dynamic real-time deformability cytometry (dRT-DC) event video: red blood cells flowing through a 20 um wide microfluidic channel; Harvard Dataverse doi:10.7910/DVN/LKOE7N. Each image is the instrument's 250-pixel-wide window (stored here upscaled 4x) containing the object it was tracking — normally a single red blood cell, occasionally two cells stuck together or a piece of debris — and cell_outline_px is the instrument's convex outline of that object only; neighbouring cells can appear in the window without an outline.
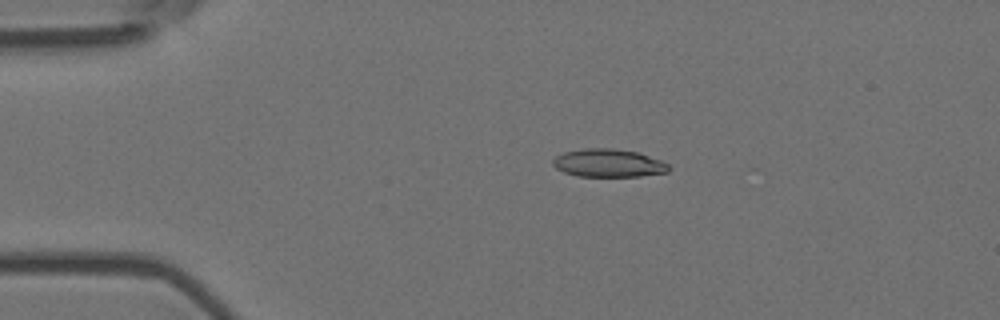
{"species": "Egyptian fruit bat (a non-hibernating species)", "species_latin": "Rousettus aegyptiacus", "temperature_condition": "room temperature", "stored_images_in_passage": 45, "camera_frame_rate_fps": 3000, "um_per_image_px": 0.085, "animal": {"sex": "female"}, "frame": {"image": 1, "passage_image": 1, "time_ms": 0.0, "image_size_px": [1000, 320], "cell_outline_px": [[672, 168], [668, 172], [640, 176], [576, 176], [564, 172], [556, 168], [552, 164], [552, 160], [556, 156], [564, 152], [584, 148], [612, 148], [640, 152], [660, 160], [668, 164]], "centroid_in_image_um": [51.73, 13.85], "position_along_channel_um": 33.3, "area_um2": 19.07}}
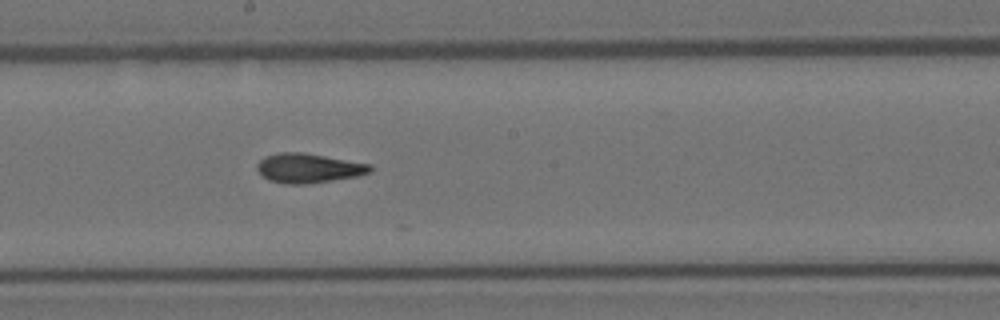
{"frame": {"image": 2, "passage_image": 20, "time_ms": 6.333, "image_size_px": [1000, 320], "cell_outline_px": [[372, 172], [356, 176], [308, 184], [284, 184], [268, 180], [256, 168], [256, 164], [264, 156], [276, 152], [304, 152], [372, 164]], "centroid_in_image_um": [26.21, 14.28], "position_along_channel_um": 222.0, "area_um2": 19.59}}
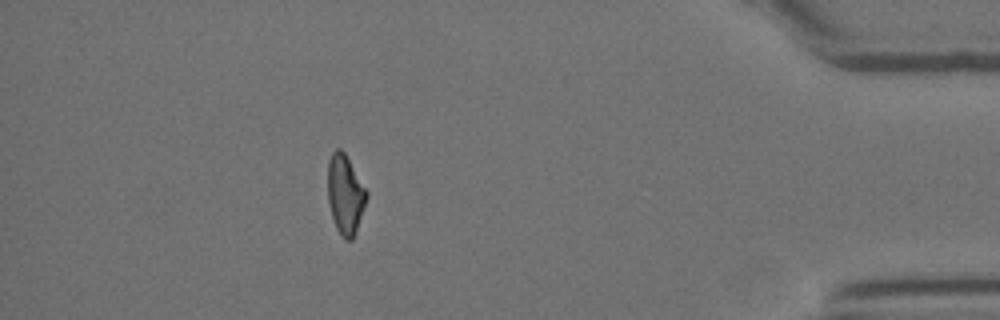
{"frame": {"image": 3, "passage_image": 39, "time_ms": 12.667, "image_size_px": [1000, 320], "cell_outline_px": [[368, 196], [356, 232], [352, 240], [344, 240], [340, 236], [336, 228], [328, 204], [328, 160], [332, 152], [336, 148], [340, 148], [344, 152], [368, 192]], "centroid_in_image_um": [29.34, 16.55], "position_along_channel_um": 405.9, "area_um2": 18.03}, "authors_computed_cell_mechanics": {"area_um2": 18.9006, "velocity_mm_per_s": 3.6643, "shape_relaxation_time_tau1_ms": 10.8392, "shape_relaxation_time_tau2_ms": 2.8323, "deformation_change_tau1": 0.2571, "deformation_change_tau2": 0.1105}}